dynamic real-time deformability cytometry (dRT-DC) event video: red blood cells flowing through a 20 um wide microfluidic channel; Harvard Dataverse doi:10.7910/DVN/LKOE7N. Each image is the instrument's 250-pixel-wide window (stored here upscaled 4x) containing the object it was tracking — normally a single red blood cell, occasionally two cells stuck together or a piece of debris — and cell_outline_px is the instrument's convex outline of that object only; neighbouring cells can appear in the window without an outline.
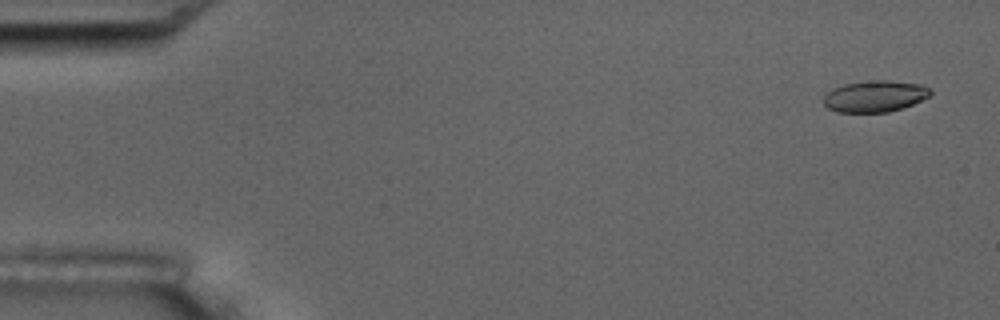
{"species": "common noctule bat (a hibernating species)", "species_latin": "Nyctalus noctula", "temperature_condition": "room temperature", "stored_images_in_passage": 5, "camera_frame_rate_fps": 3000, "um_per_image_px": 0.085, "animal": {"sex": "male", "body_mass_g": 17.5, "forearm_length_mm": 52.3}, "frame": {"image": 1, "passage_image": 1, "time_ms": 0.0, "image_size_px": [1000, 320], "cell_outline_px": [[932, 92], [928, 96], [912, 104], [888, 112], [836, 112], [828, 108], [824, 104], [824, 96], [832, 88], [844, 84], [876, 80], [888, 80], [920, 84], [932, 88]], "centroid_in_image_um": [74.35, 8.17], "position_along_channel_um": 10.6, "area_um2": 19.42}}
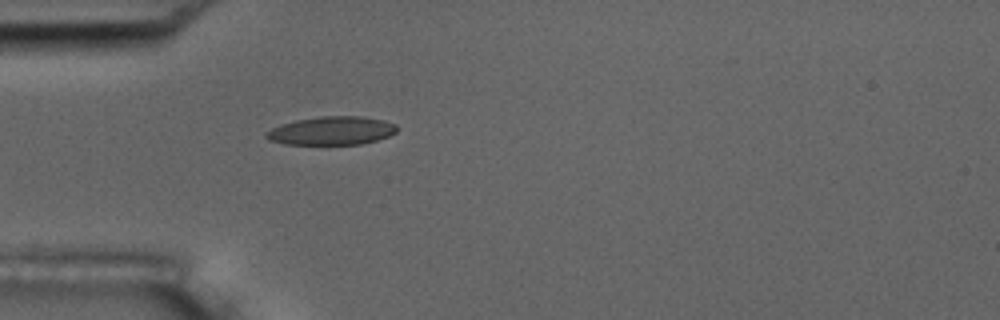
{"frame": {"image": 2, "passage_image": 5, "time_ms": 4.667, "image_size_px": [1000, 320], "cell_outline_px": [[396, 132], [388, 136], [376, 140], [360, 144], [284, 144], [268, 140], [264, 136], [264, 132], [280, 124], [296, 120], [320, 116], [360, 116], [384, 120], [396, 124]], "centroid_in_image_um": [28.15, 11.11], "position_along_channel_um": 56.9, "area_um2": 21.68}}